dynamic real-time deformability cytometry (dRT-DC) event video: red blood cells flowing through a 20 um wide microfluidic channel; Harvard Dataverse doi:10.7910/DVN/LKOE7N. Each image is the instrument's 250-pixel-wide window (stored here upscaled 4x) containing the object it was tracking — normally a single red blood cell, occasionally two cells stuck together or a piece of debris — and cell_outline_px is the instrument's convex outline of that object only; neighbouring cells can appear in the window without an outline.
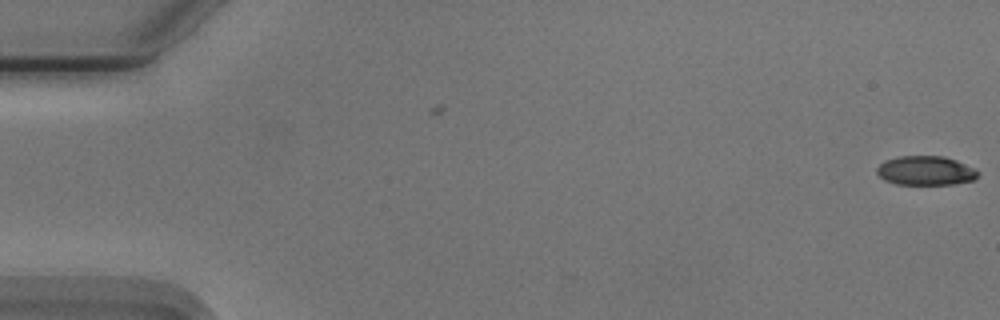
{"species": "Egyptian fruit bat (a non-hibernating species)", "species_latin": "Rousettus aegyptiacus", "temperature_condition": "cold", "stored_images_in_passage": 4, "camera_frame_rate_fps": 3000, "um_per_image_px": 0.085, "animal": {"sex": "male"}, "frame": {"image": 1, "passage_image": 4, "time_ms": 1.0, "image_size_px": [1000, 320], "cell_outline_px": [[976, 180], [952, 184], [896, 184], [884, 180], [876, 172], [876, 168], [884, 160], [900, 156], [944, 156], [956, 160], [972, 168], [976, 172]], "centroid_in_image_um": [78.63, 14.5], "position_along_channel_um": 6.4, "area_um2": 17.05}}